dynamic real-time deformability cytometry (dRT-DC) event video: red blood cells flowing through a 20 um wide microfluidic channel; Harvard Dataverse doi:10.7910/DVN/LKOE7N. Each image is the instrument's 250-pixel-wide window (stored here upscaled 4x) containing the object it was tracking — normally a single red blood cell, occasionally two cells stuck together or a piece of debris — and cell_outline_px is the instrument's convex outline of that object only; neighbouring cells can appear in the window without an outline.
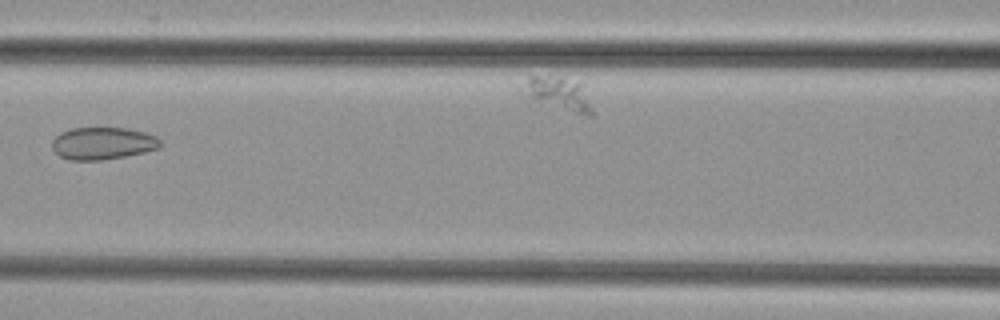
{"species": "common noctule bat (a hibernating species)", "species_latin": "Nyctalus noctula", "temperature_condition": "cold", "stored_images_in_passage": 5, "camera_frame_rate_fps": 3000, "um_per_image_px": 0.085, "animal": {"sex": "female", "body_mass_g": 29.2, "forearm_length_mm": 56.3}, "frame": {"image": 1, "passage_image": 4, "time_ms": 1.0, "image_size_px": [1000, 320], "cell_outline_px": [[160, 148], [144, 152], [104, 160], [68, 160], [60, 156], [52, 148], [52, 140], [60, 132], [72, 128], [128, 128], [144, 132], [156, 136], [160, 140]], "centroid_in_image_um": [8.72, 12.18], "position_along_channel_um": 157.9, "area_um2": 20.4}}